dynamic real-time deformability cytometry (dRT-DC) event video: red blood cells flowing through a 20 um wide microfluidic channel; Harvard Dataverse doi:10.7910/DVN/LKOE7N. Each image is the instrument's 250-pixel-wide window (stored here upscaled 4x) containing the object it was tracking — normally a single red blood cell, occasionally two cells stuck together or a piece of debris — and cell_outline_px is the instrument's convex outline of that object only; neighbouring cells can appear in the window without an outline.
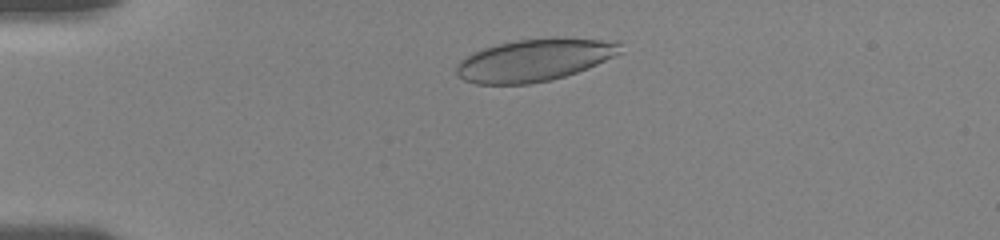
{"species": "human", "species_latin": "Homo sapiens", "temperature_condition": "room temperature", "stored_images_in_passage": 14, "camera_frame_rate_fps": 3000, "um_per_image_px": 0.085, "donor": {"sex": "female"}, "frame": {"image": 1, "passage_image": 2, "time_ms": 1.0, "image_size_px": [1000, 240], "cell_outline_px": [[624, 52], [588, 68], [552, 80], [528, 84], [476, 84], [464, 80], [456, 72], [456, 64], [460, 60], [472, 52], [484, 48], [516, 40], [620, 40]], "centroid_in_image_um": [45.41, 5.14], "position_along_channel_um": 39.6, "area_um2": 39.59}}
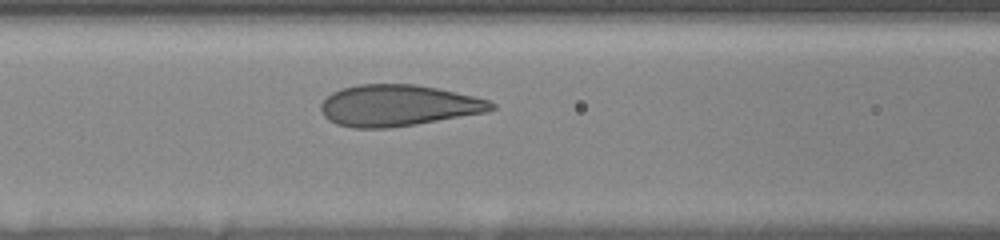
{"frame": {"image": 2, "passage_image": 8, "time_ms": 4.667, "image_size_px": [1000, 240], "cell_outline_px": [[496, 108], [488, 112], [416, 124], [388, 128], [352, 128], [336, 124], [328, 120], [324, 116], [320, 108], [320, 104], [332, 92], [340, 88], [356, 84], [416, 84], [436, 88], [472, 96], [488, 100], [496, 104]], "centroid_in_image_um": [33.81, 8.97], "position_along_channel_um": 132.8, "area_um2": 41.15}}
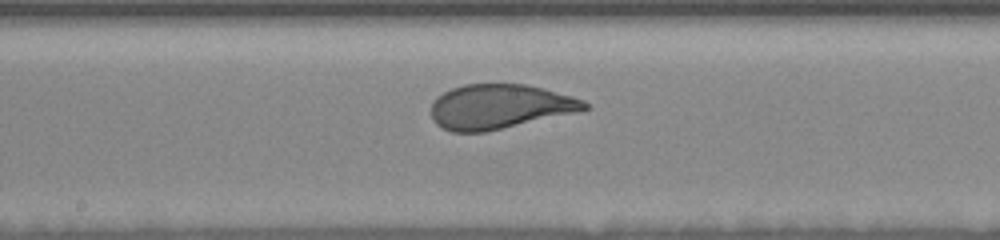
{"frame": {"image": 3, "passage_image": 13, "time_ms": 6.667, "image_size_px": [1000, 240], "cell_outline_px": [[592, 108], [488, 132], [452, 132], [436, 124], [432, 120], [432, 104], [436, 96], [452, 88], [464, 84], [528, 84], [544, 88], [572, 96], [584, 100]], "centroid_in_image_um": [42.46, 9.06], "position_along_channel_um": 205.7, "area_um2": 39.94}}